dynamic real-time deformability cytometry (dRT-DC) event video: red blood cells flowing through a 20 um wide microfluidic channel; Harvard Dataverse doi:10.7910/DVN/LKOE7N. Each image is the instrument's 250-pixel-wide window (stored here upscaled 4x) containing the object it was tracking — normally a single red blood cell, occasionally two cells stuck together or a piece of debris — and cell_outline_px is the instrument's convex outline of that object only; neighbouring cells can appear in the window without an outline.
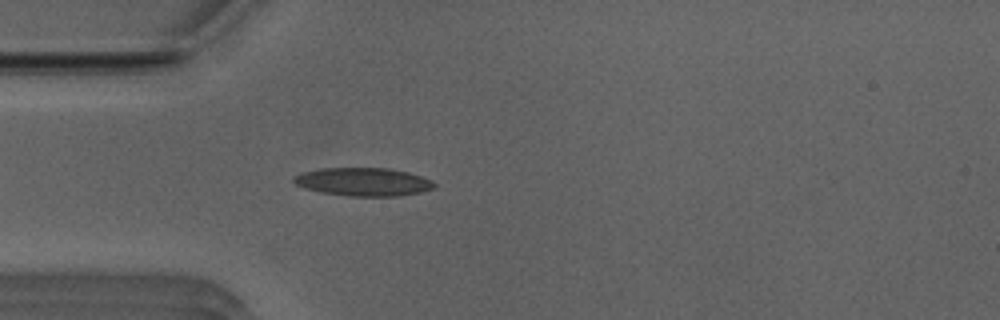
{"species": "Egyptian fruit bat (a non-hibernating species)", "species_latin": "Rousettus aegyptiacus", "temperature_condition": "room temperature", "stored_images_in_passage": 7, "camera_frame_rate_fps": 3000, "um_per_image_px": 0.085, "animal": {"sex": "male"}, "frame": {"image": 1, "passage_image": 7, "time_ms": 2.0, "image_size_px": [1000, 320], "cell_outline_px": [[436, 184], [432, 188], [420, 192], [400, 196], [348, 196], [320, 192], [304, 188], [296, 184], [292, 180], [292, 176], [304, 172], [320, 168], [388, 168], [408, 172], [432, 180]], "centroid_in_image_um": [30.85, 15.45], "position_along_channel_um": 54.1, "area_um2": 23.12}}